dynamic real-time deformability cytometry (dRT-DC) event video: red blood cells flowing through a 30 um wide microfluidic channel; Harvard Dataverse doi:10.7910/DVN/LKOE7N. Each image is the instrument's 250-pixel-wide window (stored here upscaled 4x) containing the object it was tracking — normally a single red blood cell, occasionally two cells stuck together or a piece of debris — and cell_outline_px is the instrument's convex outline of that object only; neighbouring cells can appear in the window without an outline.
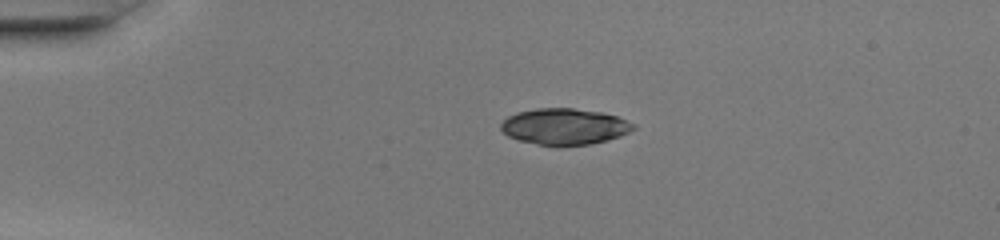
{"species": "common noctule bat (a hibernating species)", "species_latin": "Nyctalus noctula", "temperature_condition": "warm", "stored_images_in_passage": 38, "camera_frame_rate_fps": 3000, "um_per_image_px": 0.085, "animal": {"sex": "female", "body_mass_g": 20.0, "forearm_length_mm": 54.0}, "frame": {"image": 1, "passage_image": 1, "time_ms": 0.0, "image_size_px": [1000, 240], "cell_outline_px": [[636, 128], [620, 136], [608, 140], [588, 144], [556, 148], [536, 144], [520, 140], [508, 136], [500, 128], [500, 124], [508, 116], [516, 112], [536, 108], [572, 108], [600, 112], [616, 116], [636, 124]], "centroid_in_image_um": [47.97, 10.77], "position_along_channel_um": 37.0, "area_um2": 28.32}}